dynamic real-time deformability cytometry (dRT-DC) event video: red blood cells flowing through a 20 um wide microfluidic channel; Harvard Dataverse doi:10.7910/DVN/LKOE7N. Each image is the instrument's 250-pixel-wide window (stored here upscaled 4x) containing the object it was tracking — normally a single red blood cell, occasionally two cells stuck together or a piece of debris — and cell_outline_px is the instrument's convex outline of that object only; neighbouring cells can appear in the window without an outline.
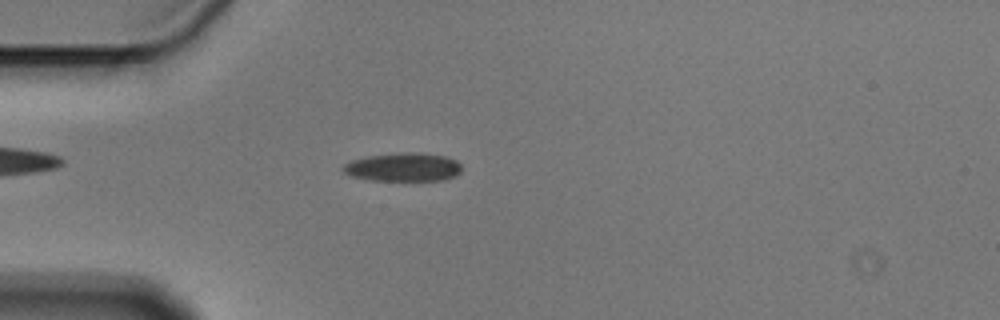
{"species": "Egyptian fruit bat (a non-hibernating species)", "species_latin": "Rousettus aegyptiacus", "temperature_condition": "cold", "stored_images_in_passage": 5, "camera_frame_rate_fps": 3000, "um_per_image_px": 0.085, "animal": {"sex": "male"}, "frame": {"image": 1, "passage_image": 5, "time_ms": 1.333, "image_size_px": [1000, 320], "cell_outline_px": [[460, 172], [456, 176], [444, 180], [372, 180], [352, 176], [344, 172], [340, 168], [344, 164], [352, 160], [368, 156], [400, 152], [420, 152], [448, 156], [456, 160], [460, 164]], "centroid_in_image_um": [34.3, 14.19], "position_along_channel_um": 50.7, "area_um2": 19.83}}